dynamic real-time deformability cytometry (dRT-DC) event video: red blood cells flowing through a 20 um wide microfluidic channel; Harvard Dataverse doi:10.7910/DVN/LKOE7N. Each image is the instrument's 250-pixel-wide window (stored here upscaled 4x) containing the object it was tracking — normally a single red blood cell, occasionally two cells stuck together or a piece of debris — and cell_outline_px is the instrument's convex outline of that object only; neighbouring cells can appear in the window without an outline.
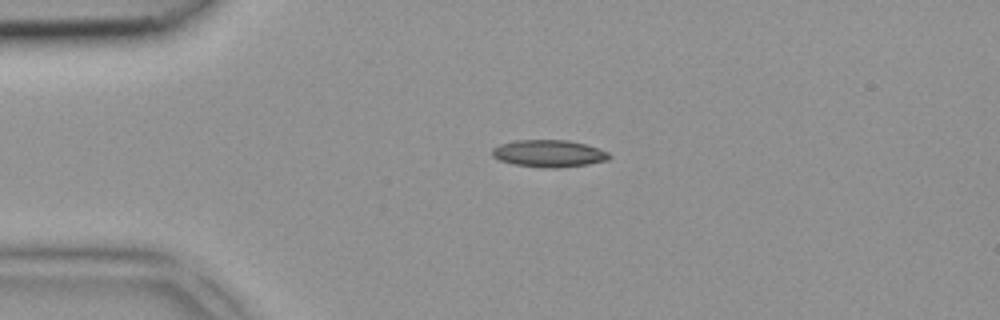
{"species": "common noctule bat (a hibernating species)", "species_latin": "Nyctalus noctula", "temperature_condition": "room temperature", "stored_images_in_passage": 3, "camera_frame_rate_fps": 3000, "um_per_image_px": 0.085, "animal": {"sex": "female", "body_mass_g": 18.4}, "frame": {"image": 1, "passage_image": 2, "time_ms": 0.333, "image_size_px": [1000, 320], "cell_outline_px": [[612, 156], [608, 160], [588, 164], [548, 168], [544, 168], [512, 164], [500, 160], [492, 156], [492, 148], [500, 144], [516, 140], [568, 140], [584, 144], [608, 152]], "centroid_in_image_um": [46.63, 13.04], "position_along_channel_um": 38.4, "area_um2": 18.38}}